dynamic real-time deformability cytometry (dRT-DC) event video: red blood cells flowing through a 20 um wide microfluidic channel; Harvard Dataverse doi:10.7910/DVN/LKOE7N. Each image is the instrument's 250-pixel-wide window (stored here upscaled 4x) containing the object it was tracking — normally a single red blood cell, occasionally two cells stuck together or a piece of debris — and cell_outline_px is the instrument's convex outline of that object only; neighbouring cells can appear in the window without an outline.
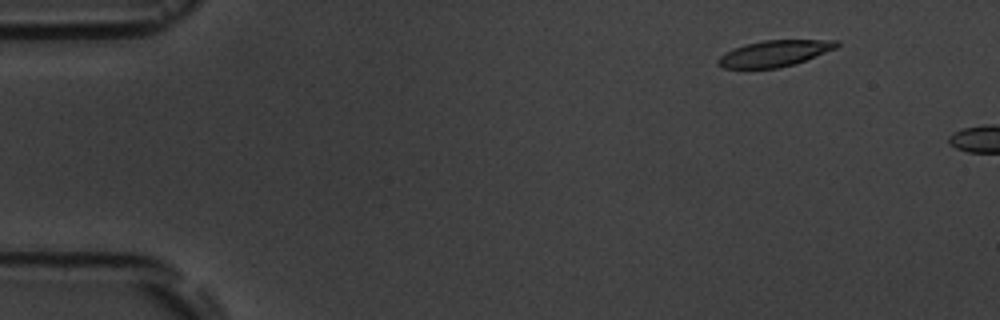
{"species": "common noctule bat (a hibernating species)", "species_latin": "Nyctalus noctula", "temperature_condition": "room temperature", "stored_images_in_passage": 5, "camera_frame_rate_fps": 3000, "um_per_image_px": 0.085, "animal": {"sex": "male", "body_mass_g": 19.5, "forearm_length_mm": 54.6}, "frame": {"image": 1, "passage_image": 5, "time_ms": 4.667, "image_size_px": [1000, 320], "cell_outline_px": [[840, 44], [836, 48], [804, 60], [792, 64], [776, 68], [720, 68], [716, 64], [716, 60], [720, 56], [736, 48], [748, 44], [764, 40], [840, 40]], "centroid_in_image_um": [65.82, 4.54], "position_along_channel_um": 19.2, "area_um2": 17.74}}